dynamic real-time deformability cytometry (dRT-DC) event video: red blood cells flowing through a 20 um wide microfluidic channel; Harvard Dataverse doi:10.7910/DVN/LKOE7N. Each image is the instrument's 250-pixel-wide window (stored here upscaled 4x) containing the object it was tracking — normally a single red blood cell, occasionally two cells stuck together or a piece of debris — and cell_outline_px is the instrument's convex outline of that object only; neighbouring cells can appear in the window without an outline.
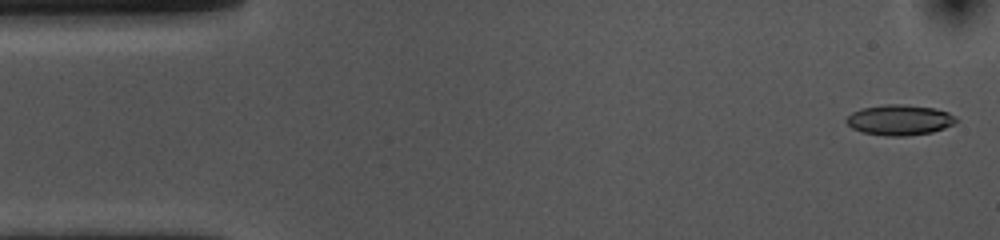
{"species": "common noctule bat (a hibernating species)", "species_latin": "Nyctalus noctula", "temperature_condition": "cold", "stored_images_in_passage": 54, "camera_frame_rate_fps": 3000, "um_per_image_px": 0.085, "animal": {"sex": "female", "body_mass_g": 10.0, "forearm_length_mm": 53.1}, "frame": {"image": 1, "passage_image": 1, "time_ms": 0.0, "image_size_px": [1000, 240], "cell_outline_px": [[956, 120], [952, 124], [944, 128], [932, 132], [904, 136], [888, 136], [860, 132], [852, 128], [844, 120], [852, 112], [860, 108], [884, 104], [904, 104], [936, 108], [948, 112], [956, 116]], "centroid_in_image_um": [76.43, 10.18], "position_along_channel_um": 8.6, "area_um2": 19.59}}
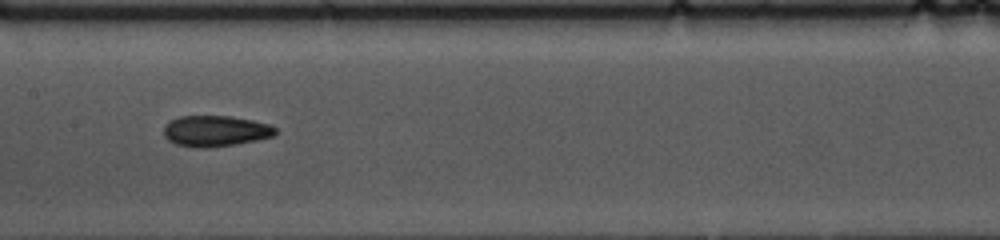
{"frame": {"image": 2, "passage_image": 25, "time_ms": 8.0, "image_size_px": [1000, 240], "cell_outline_px": [[276, 132], [272, 136], [256, 140], [236, 144], [204, 148], [200, 148], [176, 144], [168, 140], [164, 136], [164, 124], [168, 120], [180, 116], [232, 116], [252, 120], [268, 124], [276, 128]], "centroid_in_image_um": [18.27, 11.12], "position_along_channel_um": 189.1, "area_um2": 20.11}}
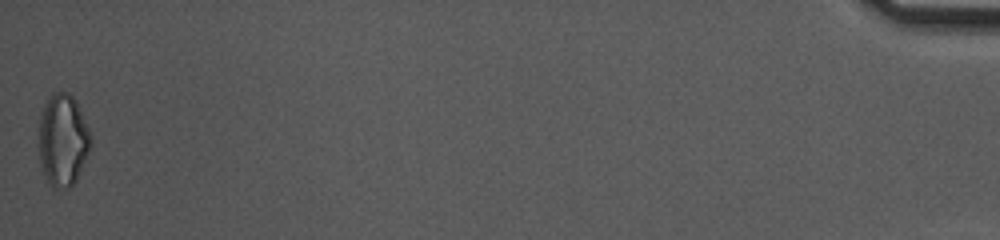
{"frame": {"image": 3, "passage_image": 54, "time_ms": 17.667, "image_size_px": [1000, 240], "cell_outline_px": [[92, 144], [76, 180], [68, 188], [52, 188], [48, 184], [40, 164], [36, 144], [40, 112], [44, 104], [52, 92], [68, 92], [76, 100], [92, 136]], "centroid_in_image_um": [5.3, 11.9], "position_along_channel_um": 429.9, "area_um2": 28.67}, "authors_computed_cell_mechanics": {"area_um2": 19.7387, "velocity_mm_per_s": 3.5681, "shape_relaxation_time_tau1_ms": 6.6656, "shape_relaxation_time_tau2_ms": 7.3252, "deformation_change_tau1": 0.1417, "deformation_change_tau2": 0.1561}}